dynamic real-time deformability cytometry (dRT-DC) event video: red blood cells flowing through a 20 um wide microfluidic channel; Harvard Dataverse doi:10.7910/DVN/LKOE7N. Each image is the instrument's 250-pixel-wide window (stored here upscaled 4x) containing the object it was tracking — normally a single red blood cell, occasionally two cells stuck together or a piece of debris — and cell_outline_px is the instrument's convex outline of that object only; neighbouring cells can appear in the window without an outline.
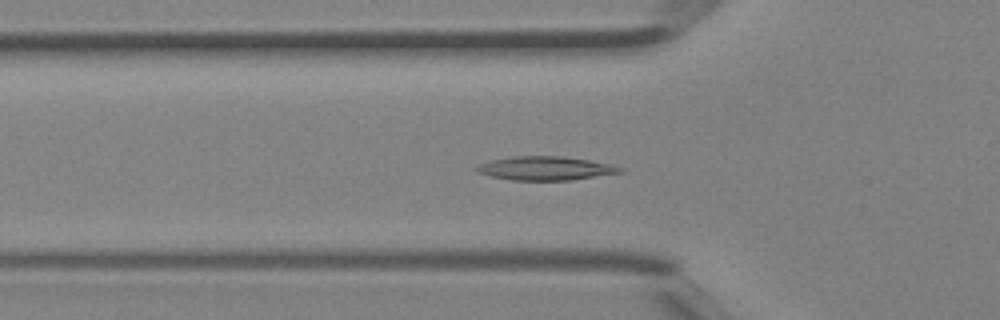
{"species": "Egyptian fruit bat (a non-hibernating species)", "species_latin": "Rousettus aegyptiacus", "temperature_condition": "room temperature", "stored_images_in_passage": 37, "camera_frame_rate_fps": 3000, "um_per_image_px": 0.085, "animal": {"sex": "female"}, "frame": {"image": 1, "passage_image": 7, "time_ms": 2.0, "image_size_px": [1000, 320], "cell_outline_px": [[624, 172], [568, 180], [512, 180], [492, 176], [476, 172], [476, 168], [480, 164], [492, 160], [512, 156], [564, 156], [612, 164], [624, 168]], "centroid_in_image_um": [46.4, 14.3], "position_along_channel_um": 79.4, "area_um2": 19.71}}
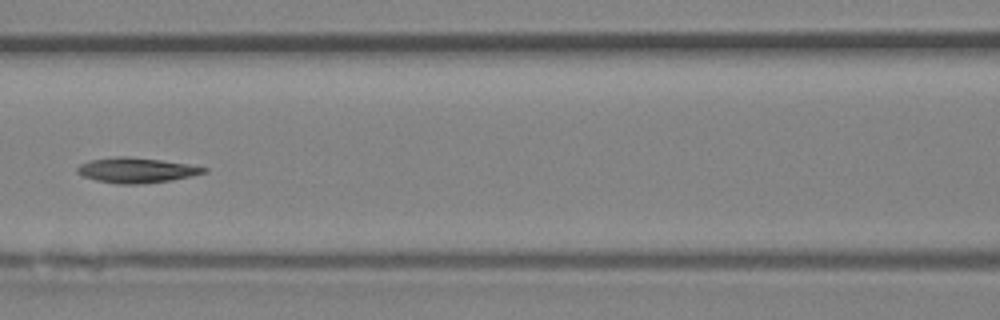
{"frame": {"image": 2, "passage_image": 12, "time_ms": 3.667, "image_size_px": [1000, 320], "cell_outline_px": [[208, 172], [192, 176], [172, 180], [140, 184], [116, 184], [96, 180], [84, 176], [76, 172], [76, 168], [80, 164], [88, 160], [116, 156], [128, 156], [160, 160], [188, 164], [208, 168]], "centroid_in_image_um": [11.58, 14.47], "position_along_channel_um": 155.0, "area_um2": 18.67}}
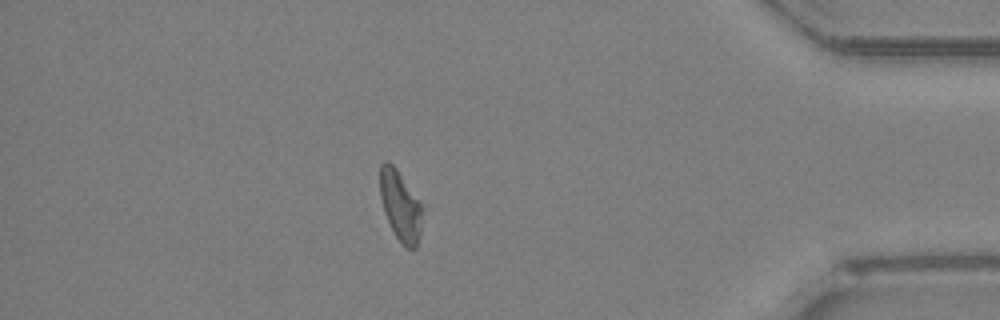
{"frame": {"image": 3, "passage_image": 31, "time_ms": 10.0, "image_size_px": [1000, 320], "cell_outline_px": [[424, 208], [420, 236], [416, 248], [408, 248], [396, 236], [384, 212], [380, 196], [380, 164], [384, 160], [388, 160], [396, 168]], "centroid_in_image_um": [34.04, 17.47], "position_along_channel_um": 401.2, "area_um2": 17.22}, "authors_computed_cell_mechanics": {"area_um2": 18.207, "velocity_mm_per_s": 4.5314, "shape_relaxation_time_tau1_ms": 10.626, "shape_relaxation_time_tau2_ms": null, "deformation_change_tau1": 0.2374, "deformation_change_tau2": null}}